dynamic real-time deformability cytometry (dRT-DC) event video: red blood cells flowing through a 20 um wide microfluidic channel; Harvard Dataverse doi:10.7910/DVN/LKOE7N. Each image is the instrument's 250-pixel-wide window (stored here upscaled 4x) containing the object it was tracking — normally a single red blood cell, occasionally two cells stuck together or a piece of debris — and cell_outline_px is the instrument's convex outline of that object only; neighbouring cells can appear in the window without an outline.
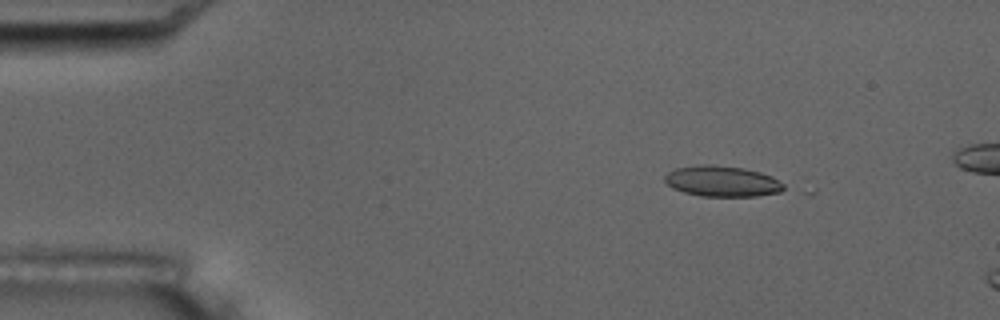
{"species": "common noctule bat (a hibernating species)", "species_latin": "Nyctalus noctula", "temperature_condition": "room temperature", "stored_images_in_passage": 5, "camera_frame_rate_fps": 3000, "um_per_image_px": 0.085, "animal": {"sex": "male", "body_mass_g": 17.5, "forearm_length_mm": 52.3}, "frame": {"image": 1, "passage_image": 3, "time_ms": 2.333, "image_size_px": [1000, 320], "cell_outline_px": [[784, 188], [780, 192], [756, 196], [700, 196], [684, 192], [672, 188], [664, 180], [664, 176], [668, 172], [676, 168], [700, 164], [712, 164], [744, 168], [760, 172], [772, 176], [784, 184]], "centroid_in_image_um": [61.37, 15.4], "position_along_channel_um": 23.6, "area_um2": 21.39}}